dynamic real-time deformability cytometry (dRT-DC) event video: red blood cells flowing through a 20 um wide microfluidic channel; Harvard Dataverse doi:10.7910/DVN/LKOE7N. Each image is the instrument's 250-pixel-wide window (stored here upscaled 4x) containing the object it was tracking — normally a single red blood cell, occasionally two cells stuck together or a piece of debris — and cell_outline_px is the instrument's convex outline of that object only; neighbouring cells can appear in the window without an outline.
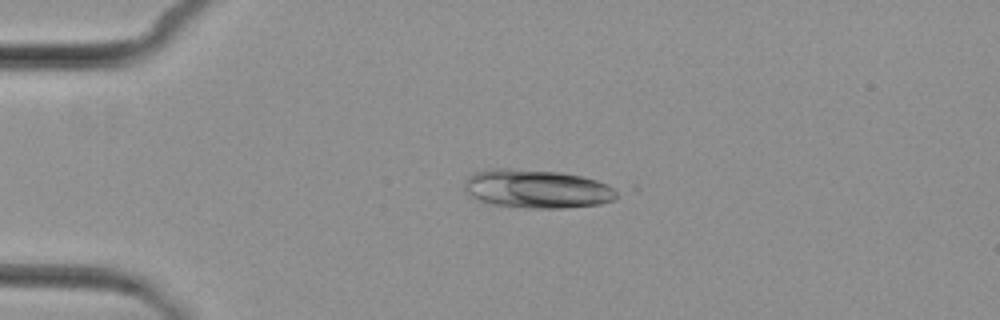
{"species": "common noctule bat (a hibernating species)", "species_latin": "Nyctalus noctula", "temperature_condition": "cold", "stored_images_in_passage": 5, "camera_frame_rate_fps": 3000, "um_per_image_px": 0.085, "animal": {"sex": "female", "body_mass_g": 29.2, "forearm_length_mm": 56.3}, "frame": {"image": 1, "passage_image": 3, "time_ms": 3.333, "image_size_px": [1000, 320], "cell_outline_px": [[616, 200], [600, 204], [564, 208], [528, 208], [488, 204], [476, 200], [468, 196], [464, 192], [464, 180], [472, 172], [488, 168], [512, 168], [560, 172], [580, 176], [596, 180], [608, 184], [616, 188]], "centroid_in_image_um": [45.56, 16.05], "position_along_channel_um": 39.4, "area_um2": 34.97}}